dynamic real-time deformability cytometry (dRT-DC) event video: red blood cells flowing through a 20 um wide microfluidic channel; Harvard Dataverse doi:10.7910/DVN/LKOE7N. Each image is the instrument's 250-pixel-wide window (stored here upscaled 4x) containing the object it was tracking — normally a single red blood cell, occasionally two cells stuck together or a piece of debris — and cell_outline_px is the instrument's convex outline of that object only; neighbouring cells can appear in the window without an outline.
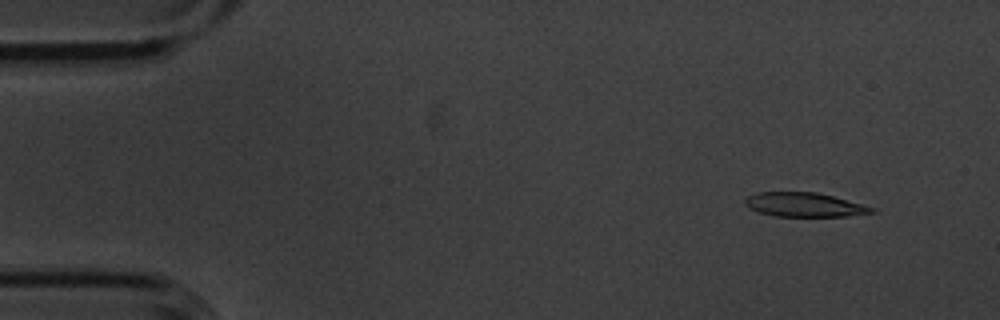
{"species": "common noctule bat (a hibernating species)", "species_latin": "Nyctalus noctula", "temperature_condition": "cold", "stored_images_in_passage": 4, "camera_frame_rate_fps": 3000, "um_per_image_px": 0.085, "animal": {"sex": "male", "body_mass_g": 20.1, "forearm_length_mm": 53.5}, "frame": {"image": 1, "passage_image": 1, "time_ms": 0.0, "image_size_px": [1000, 320], "cell_outline_px": [[876, 212], [848, 216], [776, 216], [760, 212], [748, 208], [744, 204], [744, 200], [748, 196], [756, 192], [816, 192], [832, 196], [876, 208]], "centroid_in_image_um": [68.35, 17.4], "position_along_channel_um": 16.6, "area_um2": 17.74}}
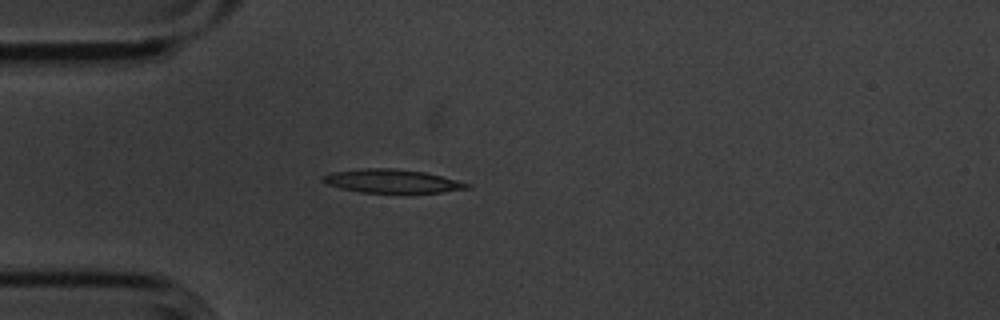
{"frame": {"image": 2, "passage_image": 4, "time_ms": 1.0, "image_size_px": [1000, 320], "cell_outline_px": [[472, 188], [440, 192], [360, 192], [340, 188], [328, 184], [320, 180], [320, 176], [332, 172], [364, 168], [396, 168], [424, 172], [472, 184]], "centroid_in_image_um": [33.29, 15.38], "position_along_channel_um": 51.7, "area_um2": 19.65}}